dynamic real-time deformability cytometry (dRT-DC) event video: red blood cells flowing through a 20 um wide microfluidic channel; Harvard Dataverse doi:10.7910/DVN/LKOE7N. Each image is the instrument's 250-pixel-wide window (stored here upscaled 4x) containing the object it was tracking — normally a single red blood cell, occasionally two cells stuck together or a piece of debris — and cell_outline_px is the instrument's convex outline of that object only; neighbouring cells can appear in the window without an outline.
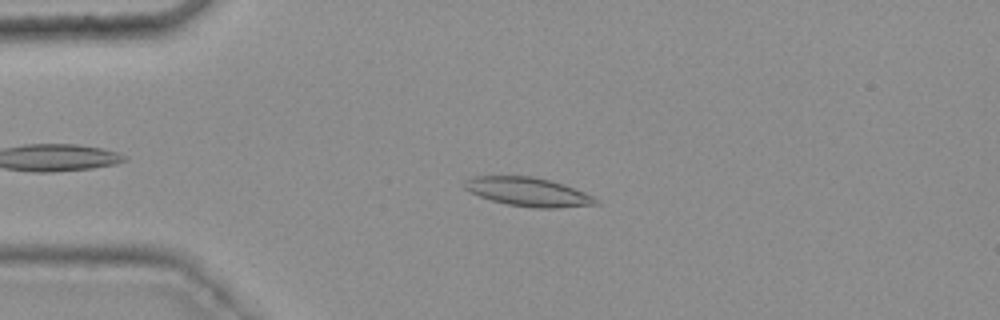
{"species": "common noctule bat (a hibernating species)", "species_latin": "Nyctalus noctula", "temperature_condition": "warm", "stored_images_in_passage": 43, "camera_frame_rate_fps": 3000, "um_per_image_px": 0.085, "animal": {"sex": "female", "body_mass_g": 25.1}, "frame": {"image": 1, "passage_image": 13, "time_ms": 4.0, "image_size_px": [1000, 320], "cell_outline_px": [[600, 204], [556, 208], [532, 208], [508, 204], [492, 200], [468, 192], [460, 184], [464, 180], [472, 176], [532, 176], [564, 184], [584, 192], [592, 196]], "centroid_in_image_um": [44.82, 16.3], "position_along_channel_um": 40.2, "area_um2": 22.08}}
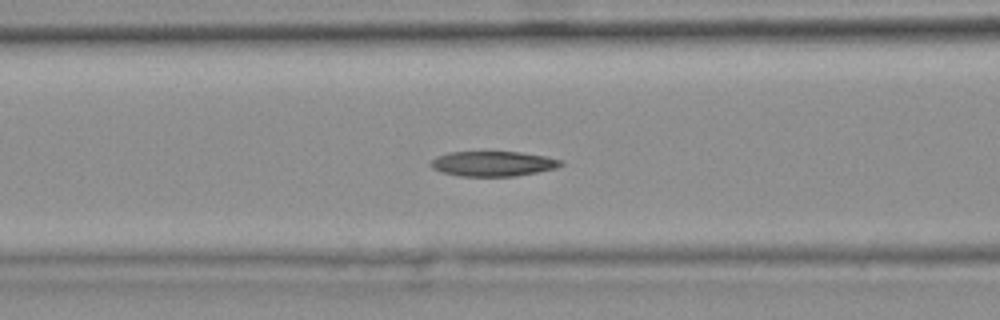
{"frame": {"image": 2, "passage_image": 22, "time_ms": 7.0, "image_size_px": [1000, 320], "cell_outline_px": [[564, 164], [556, 168], [516, 176], [460, 176], [440, 172], [432, 168], [428, 164], [436, 156], [448, 152], [520, 152], [548, 156], [564, 160]], "centroid_in_image_um": [41.91, 13.91], "position_along_channel_um": 124.7, "area_um2": 19.19}}
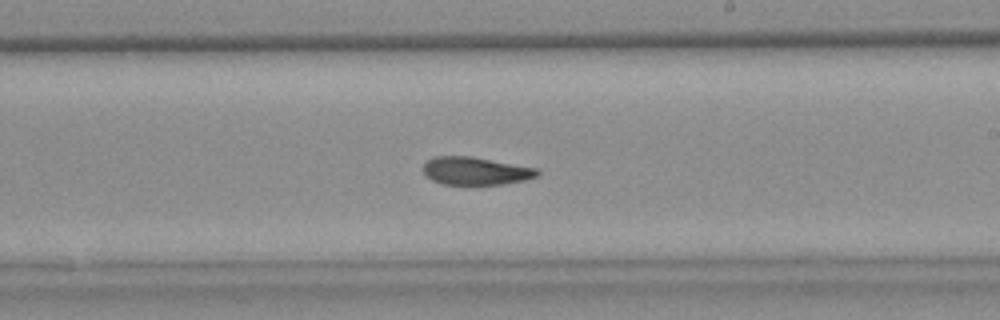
{"frame": {"image": 3, "passage_image": 32, "time_ms": 10.333, "image_size_px": [1000, 320], "cell_outline_px": [[540, 172], [536, 176], [524, 180], [504, 184], [440, 184], [432, 180], [424, 172], [424, 164], [432, 156], [472, 156], [540, 168]], "centroid_in_image_um": [40.46, 14.52], "position_along_channel_um": 248.5, "area_um2": 18.61}, "authors_computed_cell_mechanics": {"area_um2": 20.6924, "velocity_mm_per_s": 3.7253, "shape_relaxation_time_tau1_ms": null, "shape_relaxation_time_tau2_ms": 4.544, "deformation_change_tau1": null, "deformation_change_tau2": 0.1114}}